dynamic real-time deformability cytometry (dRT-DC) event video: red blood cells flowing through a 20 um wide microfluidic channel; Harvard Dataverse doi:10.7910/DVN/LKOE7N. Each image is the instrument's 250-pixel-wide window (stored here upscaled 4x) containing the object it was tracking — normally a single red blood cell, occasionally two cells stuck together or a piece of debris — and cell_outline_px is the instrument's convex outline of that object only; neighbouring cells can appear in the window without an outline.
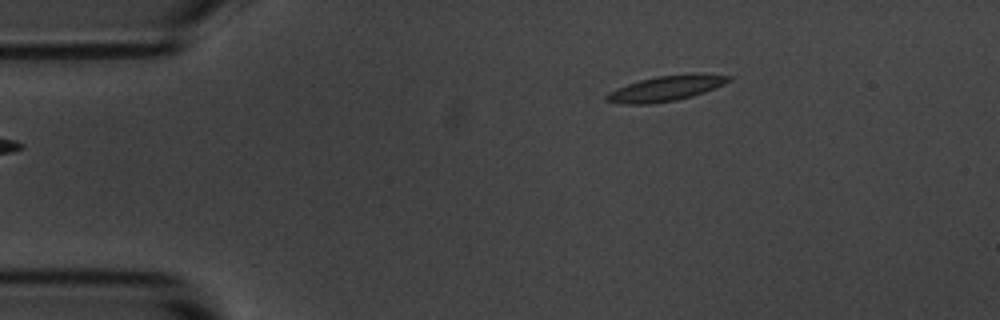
{"species": "common noctule bat (a hibernating species)", "species_latin": "Nyctalus noctula", "temperature_condition": "room temperature", "stored_images_in_passage": 6, "camera_frame_rate_fps": 3000, "um_per_image_px": 0.085, "animal": {"sex": "male", "body_mass_g": 20.1, "forearm_length_mm": 53.5}, "frame": {"image": 1, "passage_image": 6, "time_ms": 5.667, "image_size_px": [1000, 320], "cell_outline_px": [[732, 80], [716, 88], [692, 96], [676, 100], [652, 104], [624, 104], [604, 100], [604, 96], [608, 92], [616, 88], [640, 80], [656, 76], [692, 72], [732, 76]], "centroid_in_image_um": [56.62, 7.5], "position_along_channel_um": 28.4, "area_um2": 18.32}}